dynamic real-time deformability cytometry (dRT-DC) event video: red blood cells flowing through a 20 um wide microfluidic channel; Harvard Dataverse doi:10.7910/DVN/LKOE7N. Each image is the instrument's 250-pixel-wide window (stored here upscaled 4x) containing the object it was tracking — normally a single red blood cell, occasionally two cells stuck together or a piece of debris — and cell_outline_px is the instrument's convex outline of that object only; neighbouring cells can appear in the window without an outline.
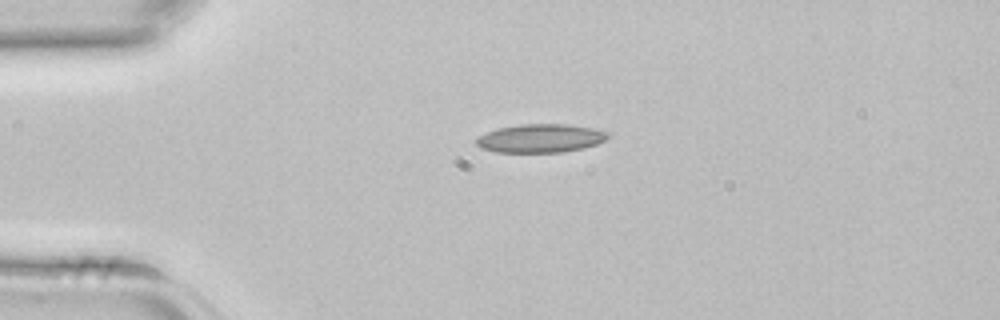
{"species": "common noctule bat (a hibernating species)", "species_latin": "Nyctalus noctula", "temperature_condition": "room temperature", "stored_images_in_passage": 3, "camera_frame_rate_fps": 3000, "um_per_image_px": 0.085, "animal": {"sex": "female", "body_mass_g": 22.7, "forearm_length_mm": 54.2}, "frame": {"image": 1, "passage_image": 1, "time_ms": 0.0, "image_size_px": [1000, 320], "cell_outline_px": [[612, 132], [604, 140], [596, 144], [584, 148], [560, 152], [496, 152], [480, 148], [476, 144], [476, 140], [480, 136], [496, 128], [520, 124], [568, 124], [592, 128]], "centroid_in_image_um": [45.95, 11.75], "position_along_channel_um": 39.0, "area_um2": 21.85}}
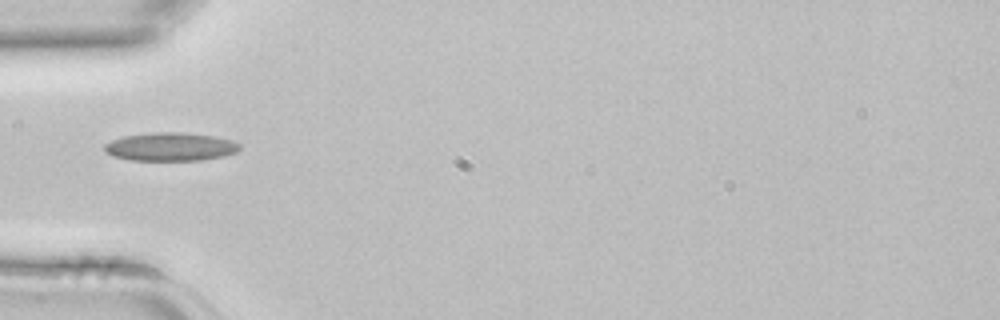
{"frame": {"image": 2, "passage_image": 2, "time_ms": 0.333, "image_size_px": [1000, 320], "cell_outline_px": [[240, 148], [236, 152], [224, 156], [200, 160], [128, 160], [112, 156], [104, 152], [104, 144], [112, 140], [124, 136], [152, 132], [184, 132], [212, 136], [232, 140], [240, 144]], "centroid_in_image_um": [14.46, 12.47], "position_along_channel_um": 70.5, "area_um2": 22.43}}